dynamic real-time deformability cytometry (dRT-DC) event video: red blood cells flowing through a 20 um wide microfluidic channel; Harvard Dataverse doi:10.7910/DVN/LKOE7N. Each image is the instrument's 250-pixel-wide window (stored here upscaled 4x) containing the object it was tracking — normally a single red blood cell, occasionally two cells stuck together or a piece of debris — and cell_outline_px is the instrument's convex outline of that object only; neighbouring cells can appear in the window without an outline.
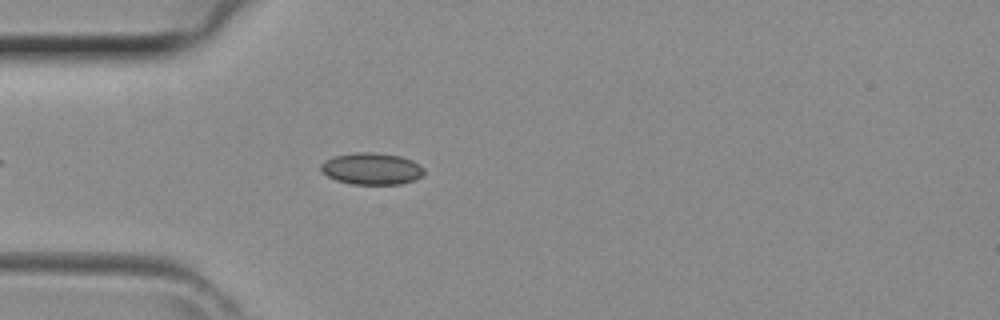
{"species": "common noctule bat (a hibernating species)", "species_latin": "Nyctalus noctula", "temperature_condition": "room temperature", "stored_images_in_passage": 36, "camera_frame_rate_fps": 3000, "um_per_image_px": 0.085, "animal": {"sex": "female", "body_mass_g": 29.2, "forearm_length_mm": 56.3}, "frame": {"image": 1, "passage_image": 5, "time_ms": 1.333, "image_size_px": [1000, 320], "cell_outline_px": [[424, 172], [420, 176], [412, 180], [400, 184], [352, 184], [336, 180], [320, 172], [320, 164], [324, 160], [332, 156], [356, 152], [376, 152], [400, 156], [412, 160], [420, 164], [424, 168]], "centroid_in_image_um": [31.55, 14.32], "position_along_channel_um": 53.5, "area_um2": 19.25}}
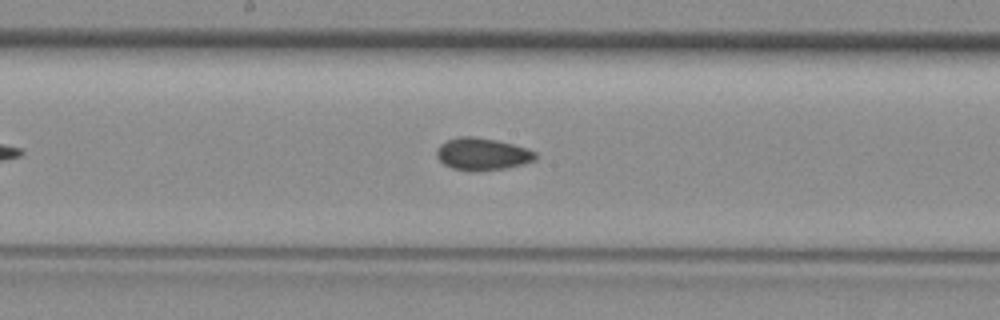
{"frame": {"image": 2, "passage_image": 15, "time_ms": 4.667, "image_size_px": [1000, 320], "cell_outline_px": [[536, 160], [504, 168], [472, 172], [468, 172], [452, 168], [444, 164], [436, 156], [436, 148], [440, 144], [456, 136], [476, 136], [496, 140], [528, 148], [536, 152]], "centroid_in_image_um": [40.96, 13.09], "position_along_channel_um": 207.2, "area_um2": 18.73}}
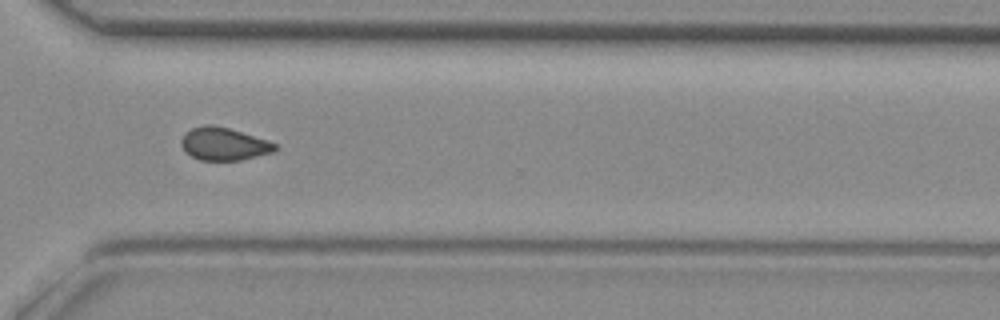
{"frame": {"image": 3, "passage_image": 24, "time_ms": 7.667, "image_size_px": [1000, 320], "cell_outline_px": [[276, 148], [272, 152], [240, 160], [200, 160], [192, 156], [180, 144], [180, 140], [192, 128], [204, 124], [212, 124], [228, 128], [268, 140], [276, 144]], "centroid_in_image_um": [19.02, 12.23], "position_along_channel_um": 351.6, "area_um2": 17.57}}